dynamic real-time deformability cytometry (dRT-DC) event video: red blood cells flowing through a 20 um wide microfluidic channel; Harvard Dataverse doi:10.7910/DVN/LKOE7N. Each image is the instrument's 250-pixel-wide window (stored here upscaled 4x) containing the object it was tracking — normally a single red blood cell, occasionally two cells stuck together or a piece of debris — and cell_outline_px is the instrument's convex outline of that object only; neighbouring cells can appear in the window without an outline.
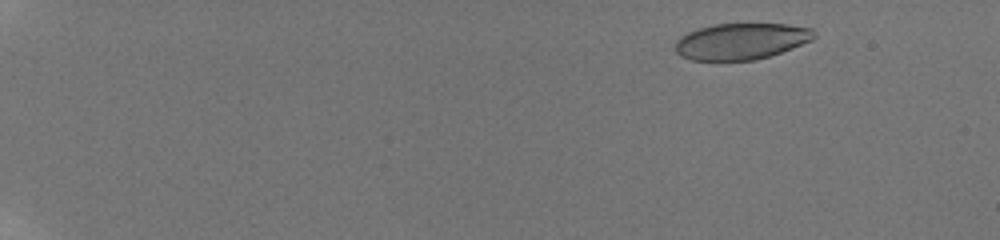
{"species": "human", "species_latin": "Homo sapiens", "temperature_condition": "room temperature", "stored_images_in_passage": 57, "camera_frame_rate_fps": 3000, "um_per_image_px": 0.085, "donor": {"sex": "male"}, "frame": {"image": 1, "passage_image": 7, "time_ms": 2.0, "image_size_px": [1000, 240], "cell_outline_px": [[816, 36], [812, 40], [792, 48], [756, 60], [692, 60], [680, 56], [676, 52], [676, 40], [680, 36], [688, 32], [700, 28], [716, 24], [788, 24], [812, 28], [816, 32]], "centroid_in_image_um": [63.01, 3.5], "position_along_channel_um": 22.0, "area_um2": 29.3}}
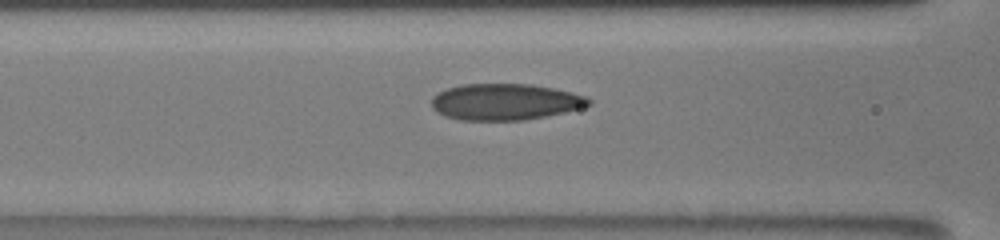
{"frame": {"image": 2, "passage_image": 28, "time_ms": 9.0, "image_size_px": [1000, 240], "cell_outline_px": [[592, 104], [580, 108], [564, 112], [524, 120], [460, 120], [444, 116], [436, 112], [432, 108], [432, 96], [448, 88], [460, 84], [532, 84], [572, 92], [588, 96], [592, 100]], "centroid_in_image_um": [42.94, 8.65], "position_along_channel_um": 123.7, "area_um2": 33.41}}
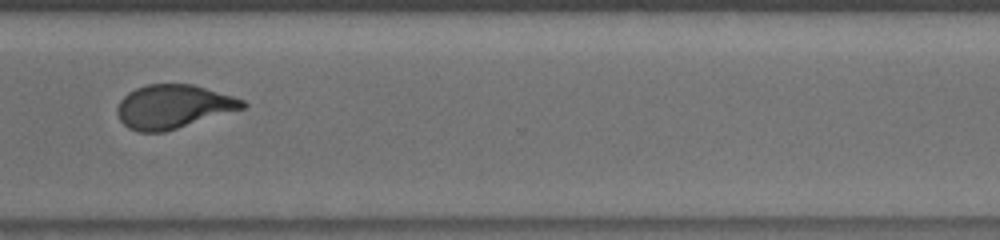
{"frame": {"image": 3, "passage_image": 46, "time_ms": 15.0, "image_size_px": [1000, 240], "cell_outline_px": [[248, 104], [244, 108], [164, 132], [140, 132], [128, 128], [120, 120], [116, 112], [116, 108], [120, 100], [128, 92], [136, 88], [148, 84], [192, 84], [232, 96], [244, 100]], "centroid_in_image_um": [14.69, 9.06], "position_along_channel_um": 355.9, "area_um2": 31.73}, "authors_computed_cell_mechanics": {"area_um2": 32.0212, "velocity_mm_per_s": 3.871, "shape_relaxation_time_tau1_ms": 8.1096, "shape_relaxation_time_tau2_ms": 1.1693, "deformation_change_tau1": 0.2249, "deformation_change_tau2": 0.0677}}